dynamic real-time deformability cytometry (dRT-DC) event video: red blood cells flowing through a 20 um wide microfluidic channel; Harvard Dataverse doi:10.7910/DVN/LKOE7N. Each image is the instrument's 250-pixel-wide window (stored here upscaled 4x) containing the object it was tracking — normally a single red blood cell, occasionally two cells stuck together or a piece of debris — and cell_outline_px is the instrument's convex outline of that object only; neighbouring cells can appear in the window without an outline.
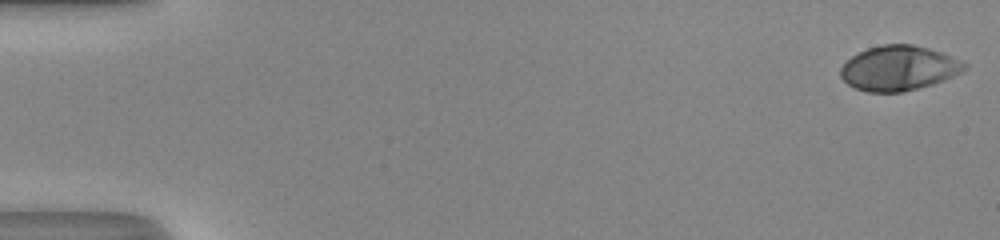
{"species": "human", "species_latin": "Homo sapiens", "temperature_condition": "room temperature", "stored_images_in_passage": 51, "camera_frame_rate_fps": 3000, "um_per_image_px": 0.085, "donor": {"sex": "male"}, "frame": {"image": 1, "passage_image": 1, "time_ms": 0.0, "image_size_px": [1000, 240], "cell_outline_px": [[968, 68], [944, 80], [932, 84], [900, 92], [868, 92], [856, 88], [848, 84], [840, 76], [840, 68], [852, 56], [868, 48], [884, 44], [912, 44], [928, 48], [940, 52], [960, 60], [968, 64]], "centroid_in_image_um": [76.39, 5.79], "position_along_channel_um": 8.6, "area_um2": 32.02}}
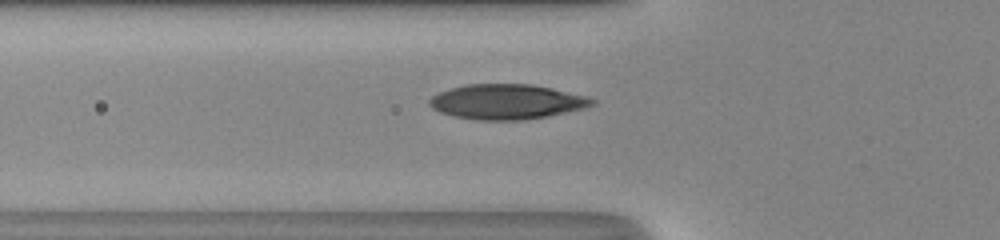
{"frame": {"image": 2, "passage_image": 19, "time_ms": 6.0, "image_size_px": [1000, 240], "cell_outline_px": [[596, 104], [584, 108], [548, 116], [520, 120], [476, 120], [452, 116], [440, 112], [432, 108], [428, 104], [428, 100], [432, 96], [440, 92], [464, 84], [532, 84], [552, 88], [588, 96], [596, 100]], "centroid_in_image_um": [43.08, 8.65], "position_along_channel_um": 82.7, "area_um2": 33.29}}
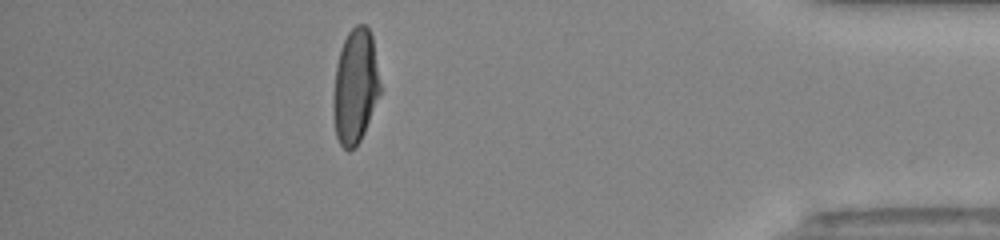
{"frame": {"image": 3, "passage_image": 45, "time_ms": 14.667, "image_size_px": [1000, 240], "cell_outline_px": [[380, 92], [364, 132], [360, 140], [348, 152], [340, 144], [336, 136], [332, 112], [332, 100], [336, 64], [340, 48], [348, 32], [356, 24], [364, 24], [368, 28], [372, 36], [380, 84]], "centroid_in_image_um": [30.16, 7.34], "position_along_channel_um": 405.0, "area_um2": 31.27}, "authors_computed_cell_mechanics": {"area_um2": 32.3102, "velocity_mm_per_s": 4.2196, "shape_relaxation_time_tau1_ms": 5.1574, "shape_relaxation_time_tau2_ms": null, "deformation_change_tau1": 0.2374, "deformation_change_tau2": null}}